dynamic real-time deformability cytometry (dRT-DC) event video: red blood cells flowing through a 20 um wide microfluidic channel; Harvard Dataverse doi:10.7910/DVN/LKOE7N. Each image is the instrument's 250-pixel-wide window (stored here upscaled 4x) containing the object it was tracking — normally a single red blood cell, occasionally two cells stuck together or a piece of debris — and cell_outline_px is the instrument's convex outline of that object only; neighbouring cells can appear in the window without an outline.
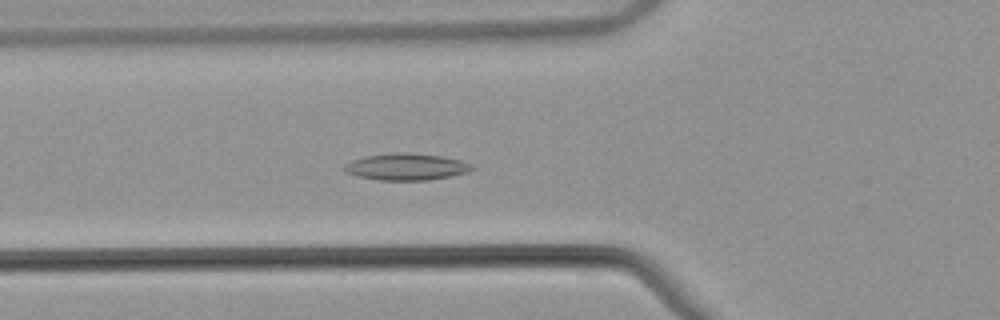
{"species": "common noctule bat (a hibernating species)", "species_latin": "Nyctalus noctula", "temperature_condition": "warm", "stored_images_in_passage": 54, "camera_frame_rate_fps": 3000, "um_per_image_px": 0.085, "animal": {"sex": "male", "body_mass_g": 21.5, "forearm_length_mm": 52.0}, "frame": {"image": 1, "passage_image": 21, "time_ms": 6.667, "image_size_px": [1000, 320], "cell_outline_px": [[476, 168], [468, 172], [452, 176], [428, 180], [380, 180], [360, 176], [344, 172], [340, 168], [344, 164], [352, 160], [364, 156], [392, 152], [408, 152], [444, 156], [460, 160], [472, 164]], "centroid_in_image_um": [34.53, 14.16], "position_along_channel_um": 91.3, "area_um2": 20.23}}
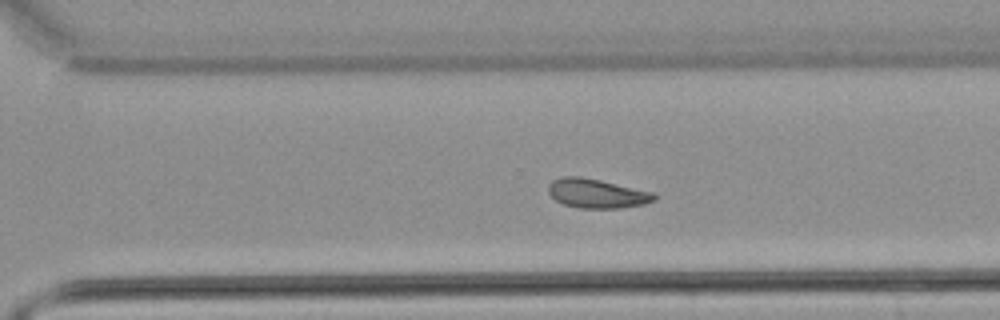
{"frame": {"image": 2, "passage_image": 39, "time_ms": 12.667, "image_size_px": [1000, 320], "cell_outline_px": [[656, 200], [644, 204], [620, 208], [580, 208], [564, 204], [556, 200], [548, 192], [548, 184], [552, 180], [564, 176], [580, 176], [600, 180], [652, 192], [656, 196]], "centroid_in_image_um": [50.71, 16.44], "position_along_channel_um": 319.9, "area_um2": 17.92}}
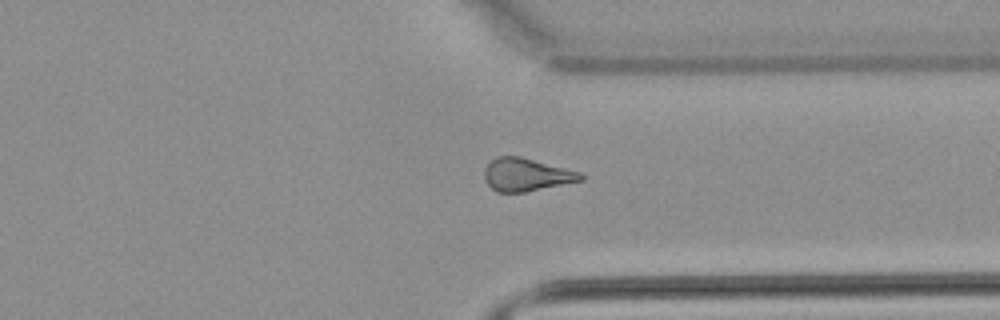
{"frame": {"image": 3, "passage_image": 41, "time_ms": 13.333, "image_size_px": [1000, 320], "cell_outline_px": [[584, 180], [524, 192], [496, 192], [484, 180], [484, 168], [496, 156], [520, 156], [580, 172], [584, 176]], "centroid_in_image_um": [44.72, 14.85], "position_along_channel_um": 366.7, "area_um2": 18.38}}